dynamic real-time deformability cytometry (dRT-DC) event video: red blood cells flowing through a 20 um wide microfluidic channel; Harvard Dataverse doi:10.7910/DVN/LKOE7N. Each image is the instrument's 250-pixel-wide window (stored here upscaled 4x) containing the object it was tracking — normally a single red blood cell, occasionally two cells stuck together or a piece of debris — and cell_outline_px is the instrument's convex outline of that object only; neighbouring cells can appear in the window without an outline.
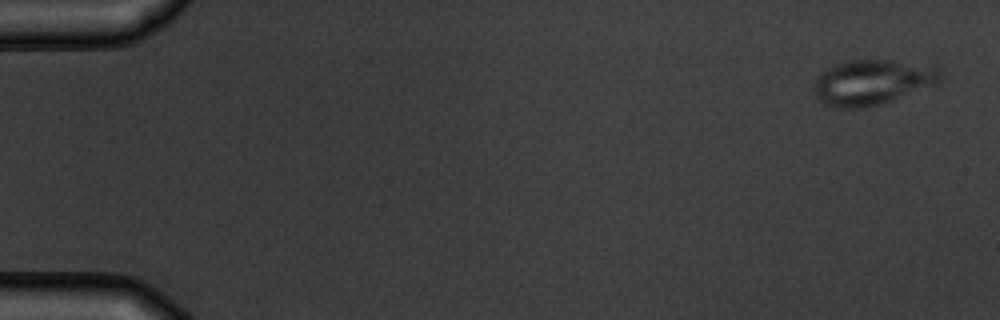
{"species": "common noctule bat (a hibernating species)", "species_latin": "Nyctalus noctula", "temperature_condition": "warm", "stored_images_in_passage": 5, "camera_frame_rate_fps": 3000, "um_per_image_px": 0.085, "animal": {"sex": "male", "body_mass_g": 19.5, "forearm_length_mm": 54.6}, "frame": {"image": 1, "passage_image": 1, "time_ms": 0.0, "image_size_px": [1000, 320], "cell_outline_px": [[944, 76], [940, 80], [932, 84], [892, 100], [880, 104], [860, 108], [840, 108], [824, 104], [816, 96], [812, 88], [812, 80], [816, 76], [832, 64], [852, 60], [892, 60], [936, 64], [944, 72]], "centroid_in_image_um": [74.13, 6.95], "position_along_channel_um": 10.9, "area_um2": 33.76}}